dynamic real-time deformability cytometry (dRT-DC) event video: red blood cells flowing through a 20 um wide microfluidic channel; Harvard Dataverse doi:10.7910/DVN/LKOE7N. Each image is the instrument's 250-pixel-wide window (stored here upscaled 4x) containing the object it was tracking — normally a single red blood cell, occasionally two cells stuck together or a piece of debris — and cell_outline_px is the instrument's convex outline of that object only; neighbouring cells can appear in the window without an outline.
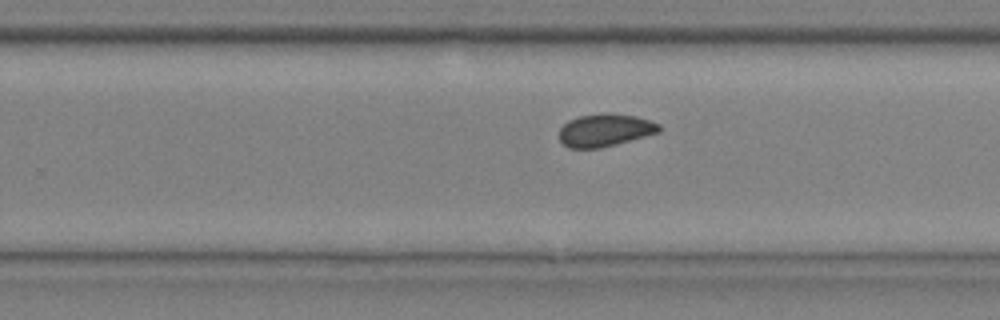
{"species": "common noctule bat (a hibernating species)", "species_latin": "Nyctalus noctula", "temperature_condition": "cold", "stored_images_in_passage": 10, "camera_frame_rate_fps": 3000, "um_per_image_px": 0.085, "animal": {"sex": "male", "body_mass_g": 20.4}, "frame": {"image": 1, "passage_image": 10, "time_ms": 3.0, "image_size_px": [1000, 320], "cell_outline_px": [[664, 128], [660, 132], [616, 144], [600, 148], [568, 148], [560, 140], [560, 128], [568, 120], [580, 116], [604, 112], [608, 112], [636, 116], [660, 124]], "centroid_in_image_um": [51.45, 11.05], "position_along_channel_um": 278.3, "area_um2": 19.13}}